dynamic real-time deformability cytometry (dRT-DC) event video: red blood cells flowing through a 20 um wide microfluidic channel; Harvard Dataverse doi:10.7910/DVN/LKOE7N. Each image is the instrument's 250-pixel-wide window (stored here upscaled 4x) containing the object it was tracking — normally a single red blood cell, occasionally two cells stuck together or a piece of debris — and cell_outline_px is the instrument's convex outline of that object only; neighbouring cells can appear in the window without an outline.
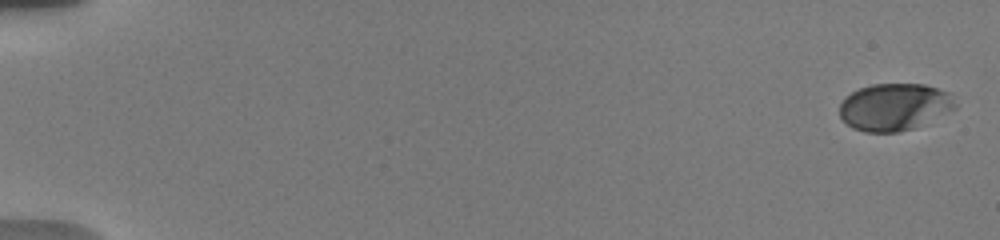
{"species": "human", "species_latin": "Homo sapiens", "temperature_condition": "warm", "stored_images_in_passage": 39, "camera_frame_rate_fps": 3000, "um_per_image_px": 0.085, "donor": {"sex": "male"}, "frame": {"image": 1, "passage_image": 1, "time_ms": 0.0, "image_size_px": [1000, 240], "cell_outline_px": [[956, 108], [912, 128], [896, 132], [864, 132], [852, 128], [840, 116], [840, 104], [844, 96], [860, 88], [872, 84], [924, 84], [952, 92], [956, 104]], "centroid_in_image_um": [76.02, 9.07], "position_along_channel_um": 9.0, "area_um2": 31.73}}
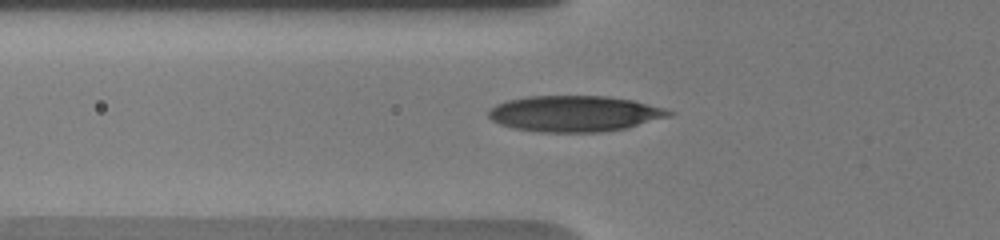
{"frame": {"image": 2, "passage_image": 21, "time_ms": 6.667, "image_size_px": [1000, 240], "cell_outline_px": [[676, 112], [672, 116], [624, 128], [600, 132], [540, 132], [512, 128], [500, 124], [492, 120], [488, 116], [488, 112], [496, 104], [508, 100], [528, 96], [608, 96], [632, 100], [664, 108]], "centroid_in_image_um": [48.84, 9.66], "position_along_channel_um": 77.0, "area_um2": 37.74}}
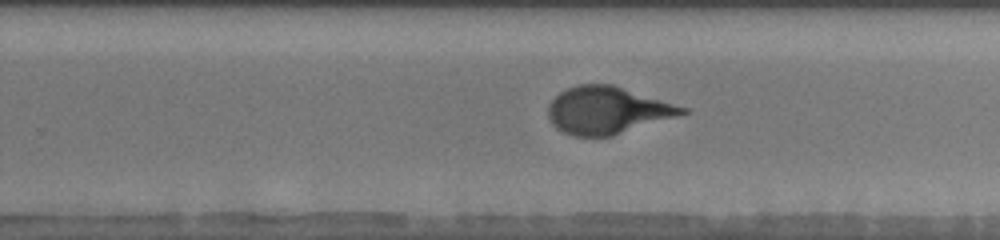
{"frame": {"image": 3, "passage_image": 37, "time_ms": 12.0, "image_size_px": [1000, 240], "cell_outline_px": [[688, 112], [676, 116], [612, 136], [572, 136], [556, 128], [548, 120], [548, 104], [560, 92], [568, 88], [580, 84], [612, 84], [688, 108]], "centroid_in_image_um": [51.58, 9.38], "position_along_channel_um": 278.2, "area_um2": 36.59}}